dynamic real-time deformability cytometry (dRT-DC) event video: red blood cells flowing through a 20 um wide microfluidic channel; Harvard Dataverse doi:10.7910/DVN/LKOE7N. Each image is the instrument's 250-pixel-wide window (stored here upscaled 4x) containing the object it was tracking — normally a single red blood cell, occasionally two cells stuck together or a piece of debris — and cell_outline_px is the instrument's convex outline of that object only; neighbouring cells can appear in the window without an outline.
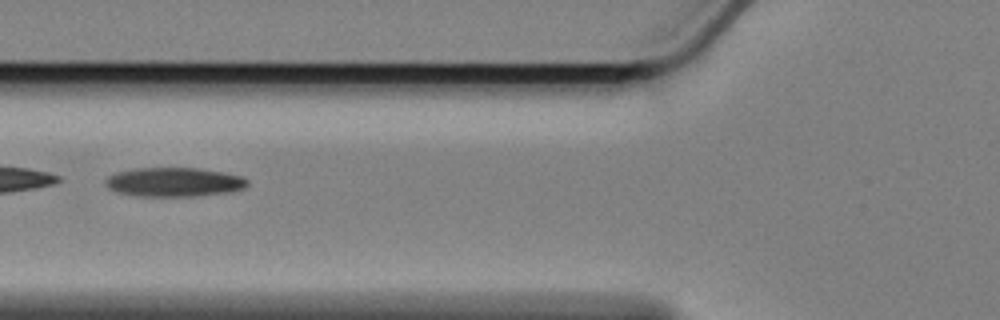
{"species": "Egyptian fruit bat (a non-hibernating species)", "species_latin": "Rousettus aegyptiacus", "temperature_condition": "cold", "stored_images_in_passage": 39, "camera_frame_rate_fps": 3000, "um_per_image_px": 0.085, "animal": {"sex": "female"}, "frame": {"image": 1, "passage_image": 8, "time_ms": 2.333, "image_size_px": [1000, 320], "cell_outline_px": [[248, 184], [244, 188], [232, 192], [196, 196], [136, 196], [120, 192], [108, 188], [104, 180], [108, 176], [116, 172], [136, 168], [200, 168], [224, 172], [240, 176], [248, 180]], "centroid_in_image_um": [14.81, 15.47], "position_along_channel_um": 111.0, "area_um2": 24.16}}
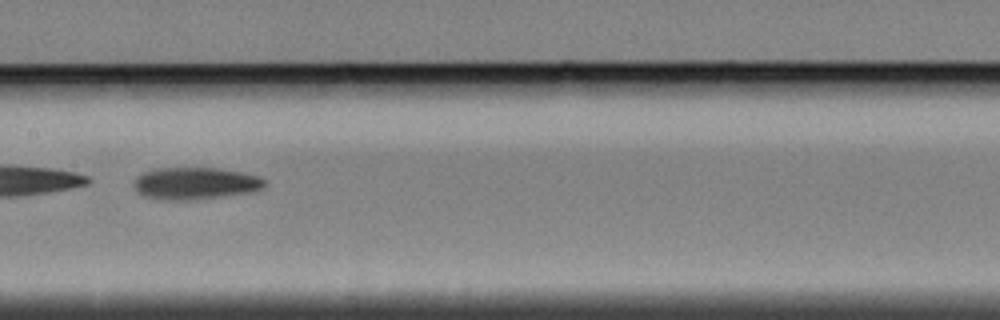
{"frame": {"image": 2, "passage_image": 15, "time_ms": 4.667, "image_size_px": [1000, 320], "cell_outline_px": [[264, 184], [260, 188], [252, 192], [196, 200], [160, 200], [144, 196], [136, 192], [132, 184], [132, 180], [136, 176], [144, 172], [156, 168], [216, 168], [244, 172], [260, 176], [264, 180]], "centroid_in_image_um": [16.53, 15.59], "position_along_channel_um": 190.9, "area_um2": 24.8}}
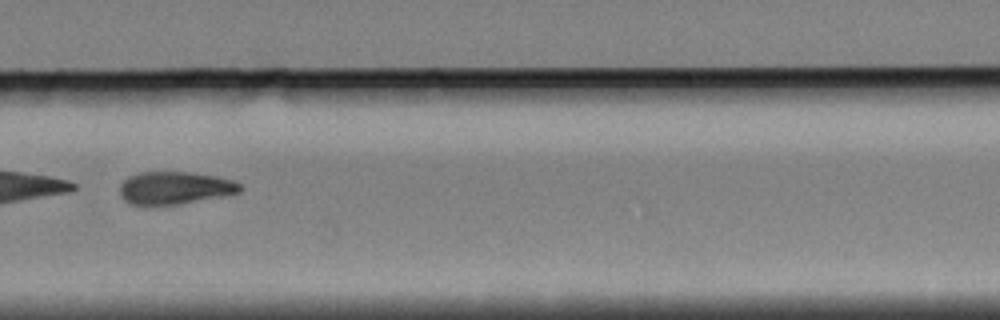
{"frame": {"image": 3, "passage_image": 26, "time_ms": 8.333, "image_size_px": [1000, 320], "cell_outline_px": [[244, 188], [240, 192], [224, 196], [180, 204], [132, 204], [124, 200], [120, 192], [120, 184], [128, 176], [140, 172], [188, 172], [216, 176], [232, 180], [240, 184]], "centroid_in_image_um": [14.88, 15.96], "position_along_channel_um": 314.9, "area_um2": 22.77}, "authors_computed_cell_mechanics": {"area_um2": 23.8136, "velocity_mm_per_s": 3.3998, "shape_relaxation_time_tau1_ms": 6.409, "shape_relaxation_time_tau2_ms": null, "deformation_change_tau1": 0.1542, "deformation_change_tau2": null}}